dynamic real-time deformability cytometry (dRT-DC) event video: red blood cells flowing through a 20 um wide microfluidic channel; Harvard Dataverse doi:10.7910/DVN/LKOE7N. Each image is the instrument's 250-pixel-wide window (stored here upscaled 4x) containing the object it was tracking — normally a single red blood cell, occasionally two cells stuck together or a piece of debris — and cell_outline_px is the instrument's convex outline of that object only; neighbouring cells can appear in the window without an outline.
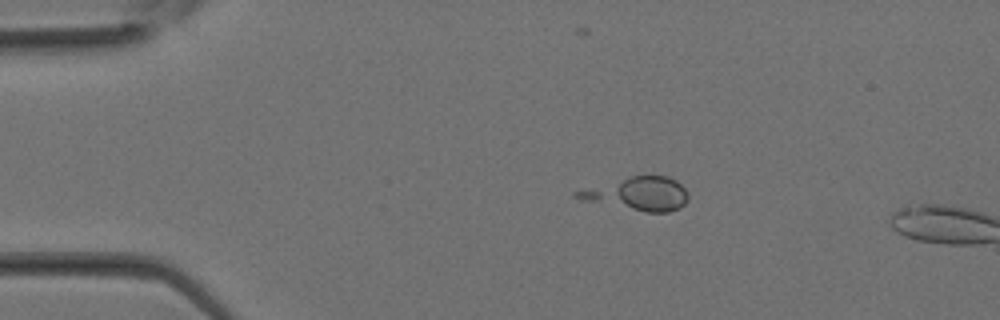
{"species": "Egyptian fruit bat (a non-hibernating species)", "species_latin": "Rousettus aegyptiacus", "temperature_condition": "room temperature", "stored_images_in_passage": 2, "camera_frame_rate_fps": 3000, "um_per_image_px": 0.085, "animal": {"sex": "female"}, "frame": {"image": 1, "passage_image": 1, "time_ms": 0.0, "image_size_px": [1000, 320], "cell_outline_px": [[688, 200], [680, 208], [668, 212], [648, 212], [584, 200], [572, 196], [572, 192], [632, 176], [668, 176], [676, 180], [688, 192]], "centroid_in_image_um": [54.27, 16.47], "position_along_channel_um": 30.7, "area_um2": 21.1}}